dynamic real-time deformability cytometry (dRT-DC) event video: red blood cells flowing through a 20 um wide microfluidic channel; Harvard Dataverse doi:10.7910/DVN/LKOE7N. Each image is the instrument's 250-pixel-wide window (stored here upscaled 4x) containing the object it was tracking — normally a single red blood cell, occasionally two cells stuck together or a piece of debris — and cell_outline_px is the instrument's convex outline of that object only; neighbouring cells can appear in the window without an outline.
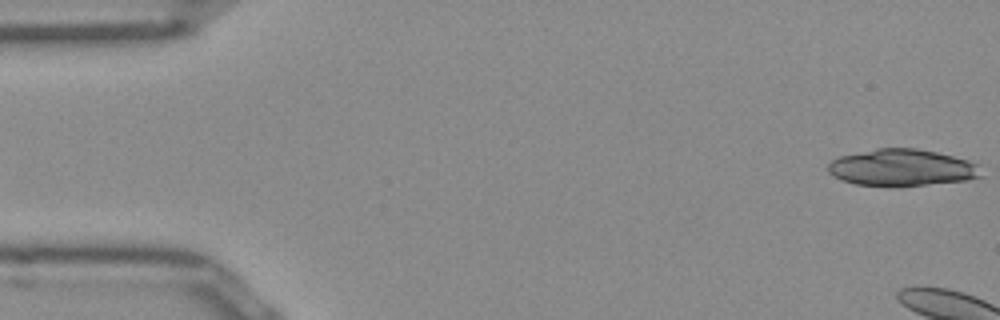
{"species": "Egyptian fruit bat (a non-hibernating species)", "species_latin": "Rousettus aegyptiacus", "temperature_condition": "room temperature", "stored_images_in_passage": 5, "camera_frame_rate_fps": 3000, "um_per_image_px": 0.085, "frame": {"image": 1, "passage_image": 1, "time_ms": 0.0, "image_size_px": [1000, 320], "cell_outline_px": [[984, 176], [968, 180], [900, 188], [892, 188], [856, 184], [840, 180], [832, 176], [828, 172], [828, 164], [832, 160], [840, 156], [876, 148], [916, 148], [936, 152], [968, 160], [976, 164]], "centroid_in_image_um": [76.64, 14.28], "position_along_channel_um": 8.4, "area_um2": 33.52}}